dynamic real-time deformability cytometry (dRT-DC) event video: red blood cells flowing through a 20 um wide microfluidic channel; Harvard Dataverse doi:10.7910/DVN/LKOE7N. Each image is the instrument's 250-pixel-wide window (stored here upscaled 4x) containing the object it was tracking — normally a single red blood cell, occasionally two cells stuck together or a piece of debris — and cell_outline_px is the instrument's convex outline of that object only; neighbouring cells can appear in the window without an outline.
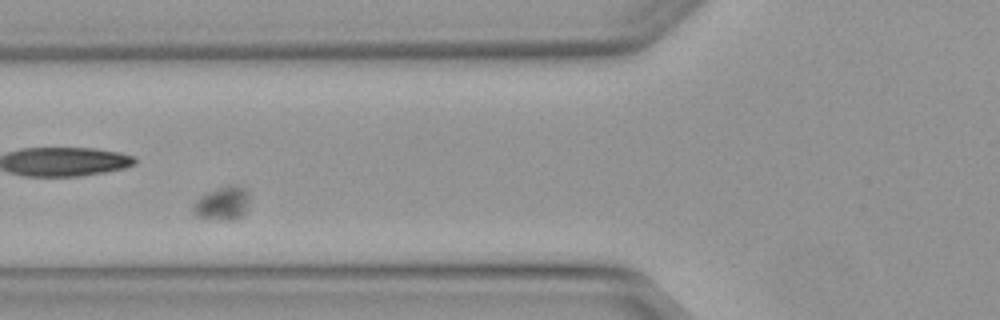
{"species": "Egyptian fruit bat (a non-hibernating species)", "species_latin": "Rousettus aegyptiacus", "temperature_condition": "warm", "stored_images_in_passage": 8, "camera_frame_rate_fps": 3000, "um_per_image_px": 0.085, "animal": {"sex": "female"}, "frame": {"image": 1, "passage_image": 2, "time_ms": 0.333, "image_size_px": [1000, 320], "cell_outline_px": [[248, 204], [244, 212], [236, 220], [224, 220], [192, 216], [192, 204], [204, 192], [228, 184], [236, 184], [244, 188], [248, 192]], "centroid_in_image_um": [18.85, 17.26], "position_along_channel_um": 106.9, "area_um2": 11.33}}